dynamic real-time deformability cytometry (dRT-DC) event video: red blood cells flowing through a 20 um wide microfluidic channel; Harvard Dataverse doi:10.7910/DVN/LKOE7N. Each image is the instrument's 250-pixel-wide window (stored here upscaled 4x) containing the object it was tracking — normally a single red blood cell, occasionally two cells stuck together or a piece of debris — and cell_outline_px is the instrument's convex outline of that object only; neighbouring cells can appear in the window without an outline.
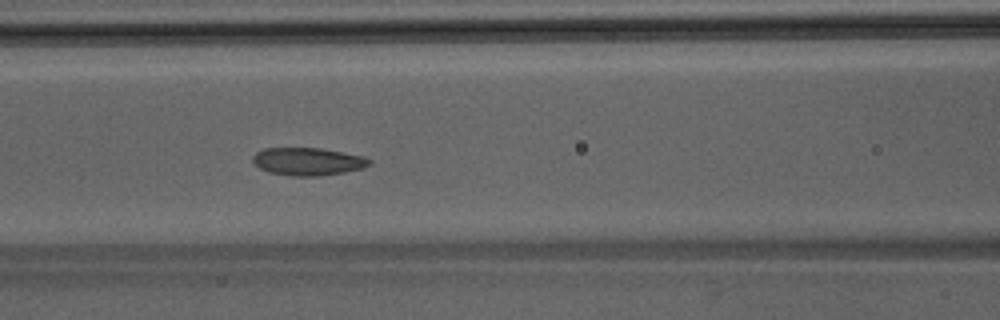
{"species": "Egyptian fruit bat (a non-hibernating species)", "species_latin": "Rousettus aegyptiacus", "temperature_condition": "room temperature", "stored_images_in_passage": 44, "camera_frame_rate_fps": 3000, "um_per_image_px": 0.085, "animal": {"sex": "male"}, "frame": {"image": 1, "passage_image": 16, "time_ms": 5.0, "image_size_px": [1000, 320], "cell_outline_px": [[372, 164], [364, 168], [344, 172], [316, 176], [288, 176], [268, 172], [260, 168], [252, 160], [252, 156], [256, 152], [264, 148], [320, 148], [364, 156], [372, 160]], "centroid_in_image_um": [26.18, 13.73], "position_along_channel_um": 140.4, "area_um2": 18.96}}
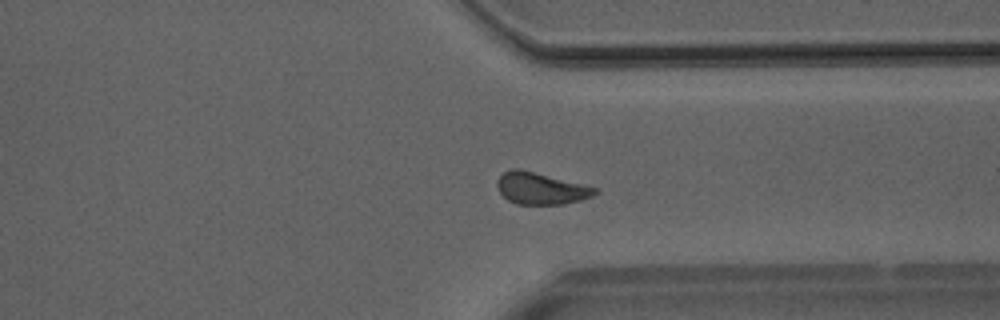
{"frame": {"image": 2, "passage_image": 32, "time_ms": 10.333, "image_size_px": [1000, 320], "cell_outline_px": [[600, 192], [592, 196], [580, 200], [564, 204], [516, 204], [508, 200], [500, 192], [496, 184], [496, 180], [504, 172], [512, 168], [520, 168], [600, 188]], "centroid_in_image_um": [46.0, 16.0], "position_along_channel_um": 365.4, "area_um2": 18.32}}
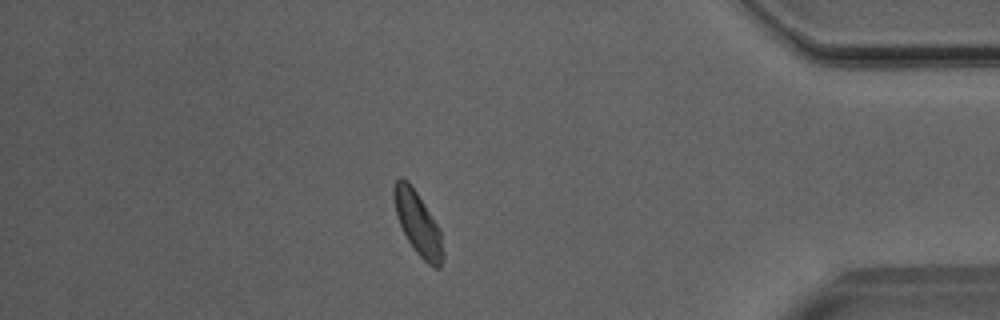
{"frame": {"image": 3, "passage_image": 37, "time_ms": 12.0, "image_size_px": [1000, 320], "cell_outline_px": [[444, 256], [440, 268], [436, 268], [428, 264], [416, 252], [408, 240], [396, 216], [392, 196], [392, 188], [396, 180], [400, 176], [404, 176], [408, 180], [440, 228], [444, 252]], "centroid_in_image_um": [35.51, 18.96], "position_along_channel_um": 399.7, "area_um2": 18.21}}